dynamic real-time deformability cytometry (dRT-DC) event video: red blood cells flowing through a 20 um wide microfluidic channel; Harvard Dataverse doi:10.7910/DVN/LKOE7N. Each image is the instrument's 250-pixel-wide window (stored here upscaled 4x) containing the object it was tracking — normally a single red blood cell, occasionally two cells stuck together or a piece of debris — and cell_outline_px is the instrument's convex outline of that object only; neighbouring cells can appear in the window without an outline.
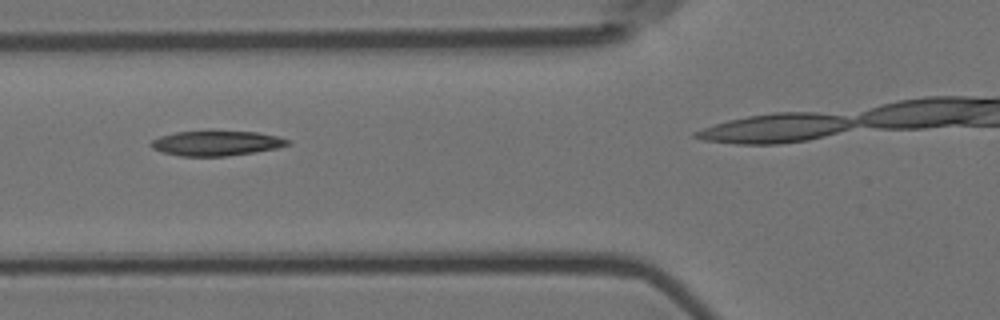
{"species": "Egyptian fruit bat (a non-hibernating species)", "species_latin": "Rousettus aegyptiacus", "temperature_condition": "room temperature", "stored_images_in_passage": 7, "camera_frame_rate_fps": 3000, "um_per_image_px": 0.085, "animal": {"sex": "female"}, "frame": {"image": 1, "passage_image": 4, "time_ms": 1.0, "image_size_px": [1000, 320], "cell_outline_px": [[292, 144], [276, 148], [228, 156], [180, 156], [164, 152], [152, 148], [148, 144], [152, 140], [160, 136], [176, 132], [208, 128], [212, 128], [256, 132], [276, 136], [292, 140]], "centroid_in_image_um": [18.38, 12.12], "position_along_channel_um": 107.4, "area_um2": 20.75}}